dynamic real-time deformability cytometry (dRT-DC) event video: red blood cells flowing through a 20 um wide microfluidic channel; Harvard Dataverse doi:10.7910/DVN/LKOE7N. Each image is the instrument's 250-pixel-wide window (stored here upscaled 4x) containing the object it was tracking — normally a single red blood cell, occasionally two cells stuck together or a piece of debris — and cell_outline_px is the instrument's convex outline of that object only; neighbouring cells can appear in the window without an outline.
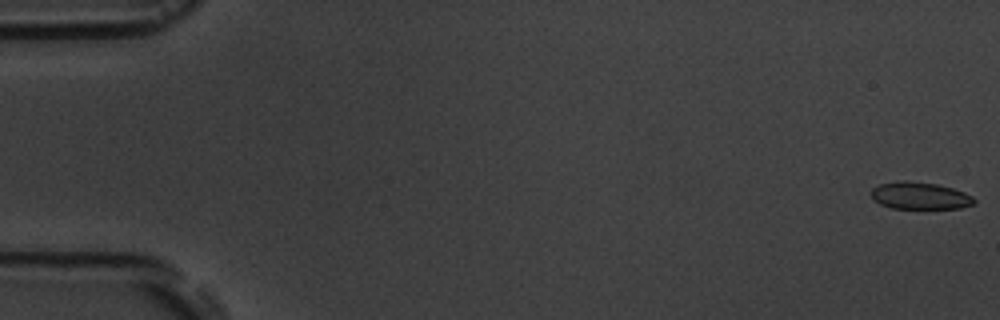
{"species": "common noctule bat (a hibernating species)", "species_latin": "Nyctalus noctula", "temperature_condition": "room temperature", "stored_images_in_passage": 7, "camera_frame_rate_fps": 3000, "um_per_image_px": 0.085, "animal": {"sex": "male", "body_mass_g": 19.5, "forearm_length_mm": 54.6}, "frame": {"image": 1, "passage_image": 1, "time_ms": 0.0, "image_size_px": [1000, 320], "cell_outline_px": [[976, 204], [960, 208], [892, 208], [880, 204], [872, 200], [872, 188], [880, 184], [896, 180], [908, 180], [936, 184], [952, 188], [964, 192], [972, 196], [976, 200]], "centroid_in_image_um": [78.19, 16.63], "position_along_channel_um": 6.8, "area_um2": 16.42}}
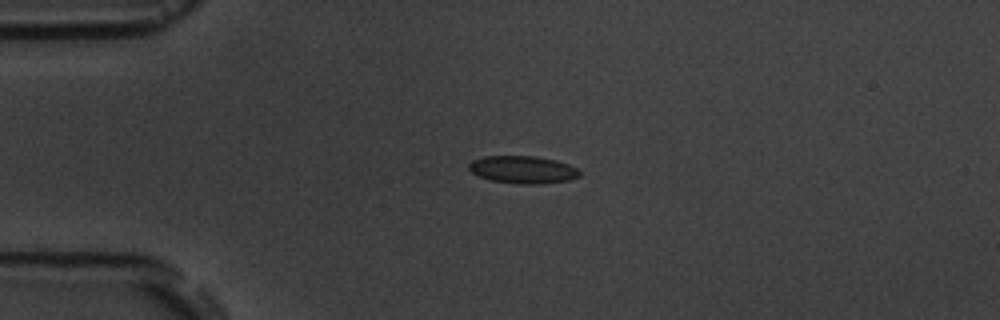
{"frame": {"image": 2, "passage_image": 5, "time_ms": 4.333, "image_size_px": [1000, 320], "cell_outline_px": [[580, 176], [568, 180], [540, 184], [520, 184], [488, 180], [472, 172], [468, 168], [468, 164], [472, 160], [484, 156], [536, 156], [556, 160], [568, 164], [576, 168], [580, 172]], "centroid_in_image_um": [44.42, 14.42], "position_along_channel_um": 40.6, "area_um2": 17.8}}
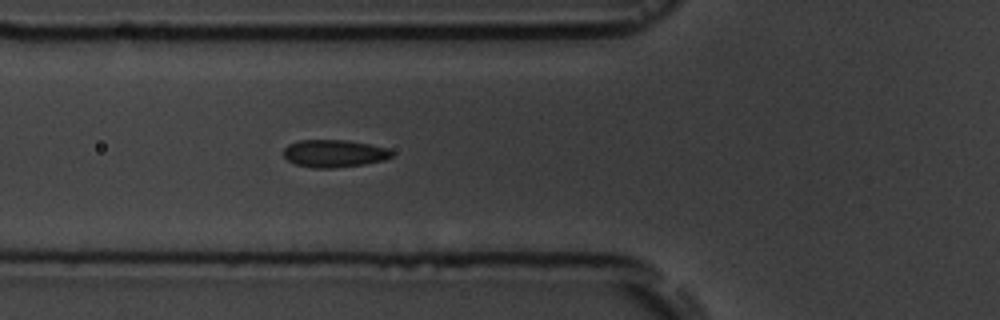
{"frame": {"image": 3, "passage_image": 7, "time_ms": 6.667, "image_size_px": [1000, 320], "cell_outline_px": [[392, 156], [384, 160], [364, 164], [336, 168], [312, 168], [296, 164], [288, 160], [284, 156], [284, 148], [288, 144], [300, 140], [348, 140], [388, 148], [392, 152]], "centroid_in_image_um": [28.39, 13.04], "position_along_channel_um": 97.4, "area_um2": 17.34}}